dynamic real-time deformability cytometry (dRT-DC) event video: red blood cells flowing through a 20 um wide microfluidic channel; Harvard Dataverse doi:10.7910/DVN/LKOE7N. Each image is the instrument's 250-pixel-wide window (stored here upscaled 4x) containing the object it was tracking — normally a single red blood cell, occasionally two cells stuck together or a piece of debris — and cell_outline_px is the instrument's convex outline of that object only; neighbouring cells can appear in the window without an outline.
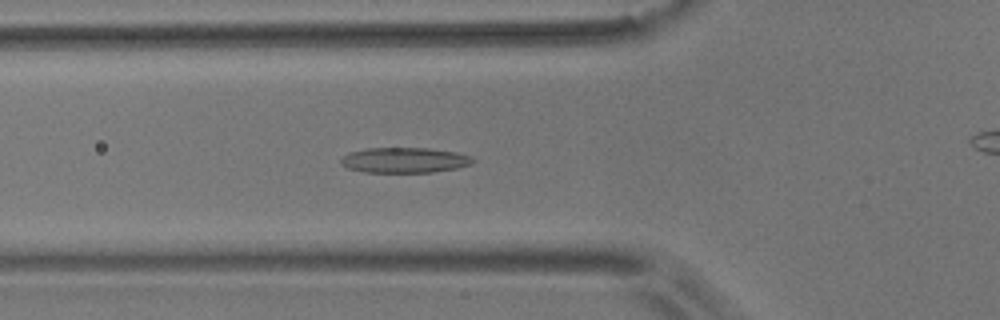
{"species": "common noctule bat (a hibernating species)", "species_latin": "Nyctalus noctula", "temperature_condition": "room temperature", "stored_images_in_passage": 41, "camera_frame_rate_fps": 3000, "um_per_image_px": 0.085, "animal": {"sex": "male", "body_mass_g": 17.9}, "frame": {"image": 1, "passage_image": 18, "time_ms": 5.667, "image_size_px": [1000, 320], "cell_outline_px": [[476, 160], [472, 164], [456, 168], [432, 172], [364, 172], [348, 168], [340, 164], [340, 160], [348, 152], [364, 148], [428, 148], [456, 152], [472, 156]], "centroid_in_image_um": [34.38, 13.6], "position_along_channel_um": 91.4, "area_um2": 19.59}}
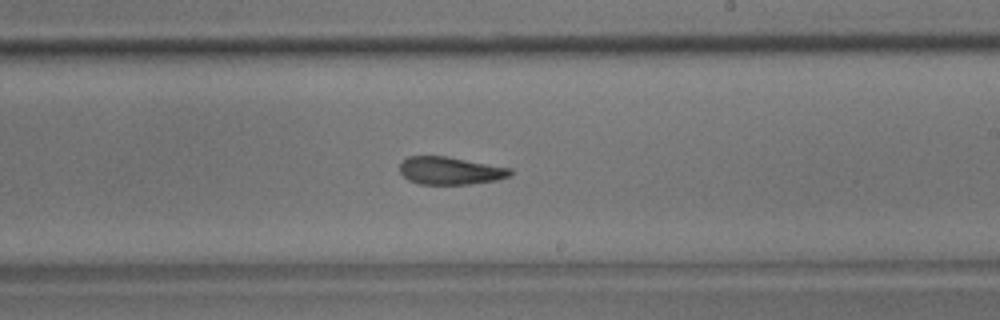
{"frame": {"image": 2, "passage_image": 31, "time_ms": 10.0, "image_size_px": [1000, 320], "cell_outline_px": [[512, 172], [508, 176], [496, 180], [468, 184], [416, 184], [408, 180], [400, 172], [400, 164], [408, 156], [444, 156], [512, 168]], "centroid_in_image_um": [38.24, 14.51], "position_along_channel_um": 250.8, "area_um2": 17.69}}
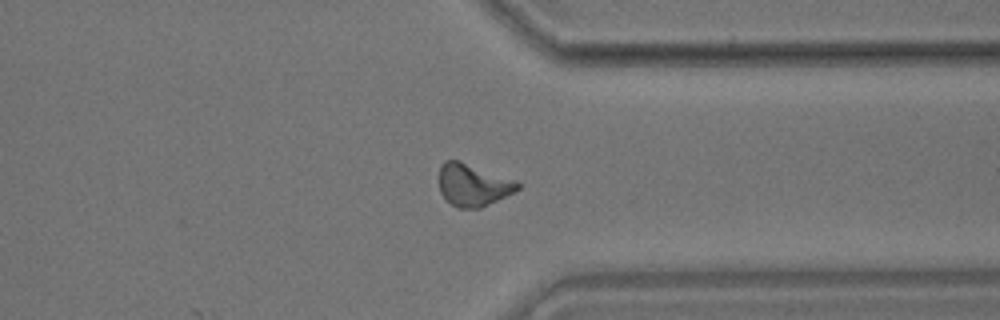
{"frame": {"image": 3, "passage_image": 41, "time_ms": 13.333, "image_size_px": [1000, 320], "cell_outline_px": [[520, 188], [480, 208], [456, 208], [440, 192], [440, 164], [444, 160], [460, 160], [516, 180], [520, 184]], "centroid_in_image_um": [40.19, 15.69], "position_along_channel_um": 371.2, "area_um2": 19.19}, "authors_computed_cell_mechanics": {"area_um2": 19.3052, "velocity_mm_per_s": 3.6638, "shape_relaxation_time_tau1_ms": 11.2776, "shape_relaxation_time_tau2_ms": 3.4583, "deformation_change_tau1": 0.2418, "deformation_change_tau2": 0.1205}}